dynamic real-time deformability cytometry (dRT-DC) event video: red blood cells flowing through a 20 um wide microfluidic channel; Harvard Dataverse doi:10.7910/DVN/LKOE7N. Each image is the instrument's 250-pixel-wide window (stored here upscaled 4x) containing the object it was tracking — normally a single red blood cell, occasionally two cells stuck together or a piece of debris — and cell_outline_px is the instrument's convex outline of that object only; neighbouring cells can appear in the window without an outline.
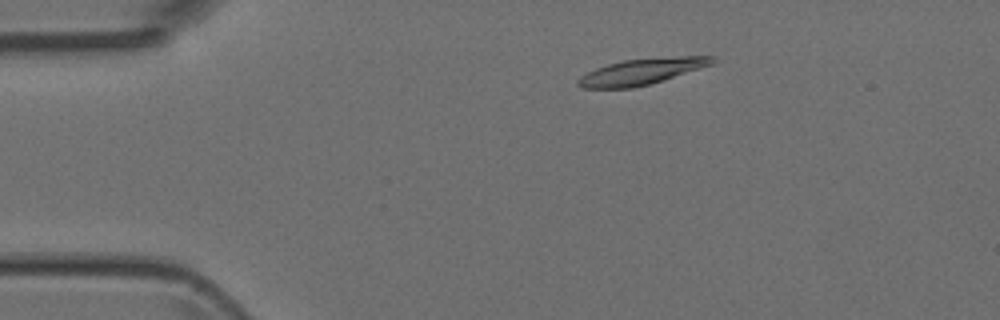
{"species": "Egyptian fruit bat (a non-hibernating species)", "species_latin": "Rousettus aegyptiacus", "temperature_condition": "room temperature", "stored_images_in_passage": 6, "camera_frame_rate_fps": 3000, "um_per_image_px": 0.085, "animal": {"sex": "female"}, "frame": {"image": 1, "passage_image": 3, "time_ms": 2.333, "image_size_px": [1000, 320], "cell_outline_px": [[716, 60], [712, 64], [700, 68], [648, 84], [632, 88], [584, 88], [576, 84], [576, 80], [580, 76], [596, 68], [608, 64], [624, 60], [680, 56], [712, 56]], "centroid_in_image_um": [54.49, 6.08], "position_along_channel_um": 30.5, "area_um2": 19.94}}
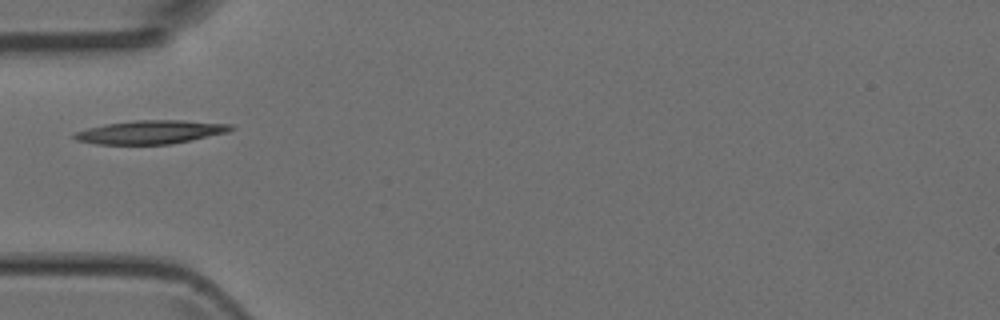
{"frame": {"image": 2, "passage_image": 5, "time_ms": 4.667, "image_size_px": [1000, 320], "cell_outline_px": [[236, 128], [228, 132], [172, 144], [96, 144], [76, 140], [72, 136], [72, 132], [104, 124], [136, 120], [184, 120], [232, 124]], "centroid_in_image_um": [12.8, 11.22], "position_along_channel_um": 72.2, "area_um2": 21.56}}
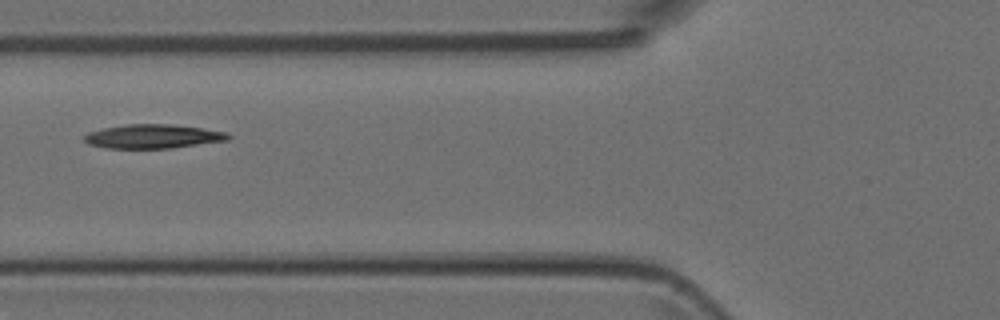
{"frame": {"image": 3, "passage_image": 6, "time_ms": 5.667, "image_size_px": [1000, 320], "cell_outline_px": [[232, 136], [228, 140], [172, 148], [108, 148], [88, 144], [84, 140], [84, 136], [88, 132], [104, 128], [128, 124], [172, 124], [228, 132]], "centroid_in_image_um": [13.02, 11.59], "position_along_channel_um": 112.8, "area_um2": 20.06}}